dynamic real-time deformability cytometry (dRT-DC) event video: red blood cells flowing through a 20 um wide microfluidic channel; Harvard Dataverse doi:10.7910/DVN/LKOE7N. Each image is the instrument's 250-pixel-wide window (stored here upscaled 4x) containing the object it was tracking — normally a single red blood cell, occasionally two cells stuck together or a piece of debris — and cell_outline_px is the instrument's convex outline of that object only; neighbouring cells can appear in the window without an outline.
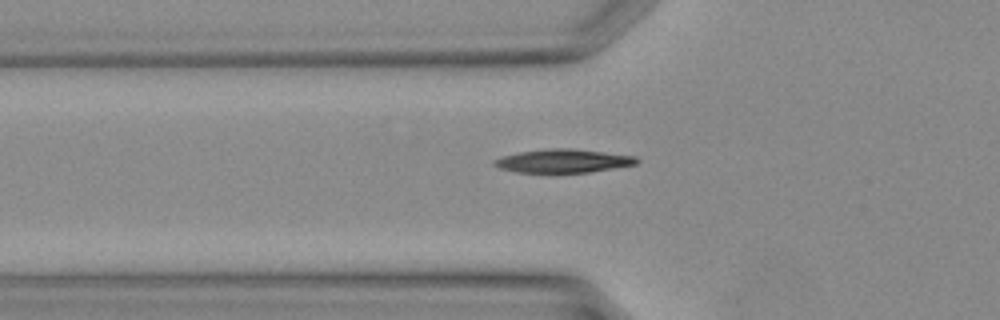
{"species": "Egyptian fruit bat (a non-hibernating species)", "species_latin": "Rousettus aegyptiacus", "temperature_condition": "warm", "stored_images_in_passage": 29, "camera_frame_rate_fps": 3000, "um_per_image_px": 0.085, "animal": {"sex": "female"}, "frame": {"image": 1, "passage_image": 5, "time_ms": 1.333, "image_size_px": [1000, 320], "cell_outline_px": [[640, 160], [636, 164], [588, 172], [516, 172], [500, 168], [492, 164], [492, 160], [500, 156], [520, 152], [548, 148], [572, 148], [636, 156]], "centroid_in_image_um": [47.83, 13.66], "position_along_channel_um": 78.0, "area_um2": 19.42}}
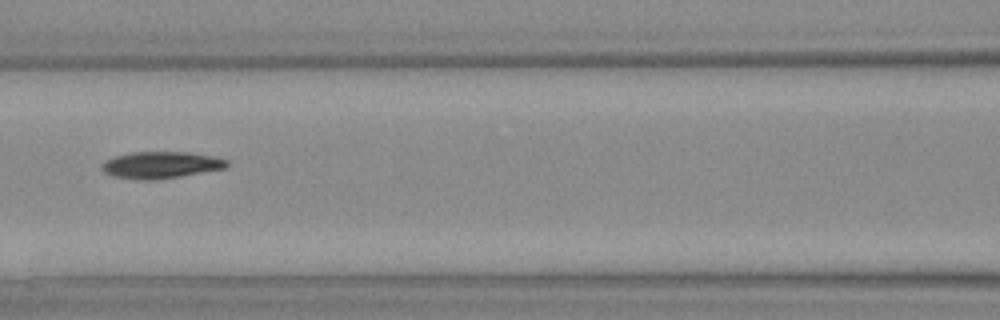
{"frame": {"image": 2, "passage_image": 9, "time_ms": 2.667, "image_size_px": [1000, 320], "cell_outline_px": [[228, 168], [180, 176], [152, 180], [140, 180], [112, 176], [104, 172], [100, 168], [100, 164], [104, 160], [112, 156], [132, 152], [188, 152], [216, 156], [228, 160]], "centroid_in_image_um": [13.65, 14.01], "position_along_channel_um": 152.9, "area_um2": 19.83}}